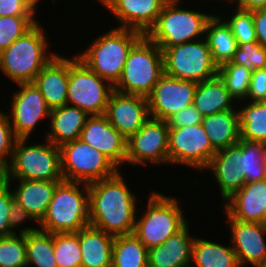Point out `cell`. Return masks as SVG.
<instances>
[{
	"instance_id": "cell-1",
	"label": "cell",
	"mask_w": 266,
	"mask_h": 267,
	"mask_svg": "<svg viewBox=\"0 0 266 267\" xmlns=\"http://www.w3.org/2000/svg\"><path fill=\"white\" fill-rule=\"evenodd\" d=\"M122 172L89 184V223L113 236L133 233L137 210L142 204Z\"/></svg>"
},
{
	"instance_id": "cell-2",
	"label": "cell",
	"mask_w": 266,
	"mask_h": 267,
	"mask_svg": "<svg viewBox=\"0 0 266 267\" xmlns=\"http://www.w3.org/2000/svg\"><path fill=\"white\" fill-rule=\"evenodd\" d=\"M39 20L0 53V73L12 83L33 82L36 75L58 54ZM45 29V30H44Z\"/></svg>"
},
{
	"instance_id": "cell-3",
	"label": "cell",
	"mask_w": 266,
	"mask_h": 267,
	"mask_svg": "<svg viewBox=\"0 0 266 267\" xmlns=\"http://www.w3.org/2000/svg\"><path fill=\"white\" fill-rule=\"evenodd\" d=\"M160 192L151 190L145 208L141 205L143 210L141 207L137 210L133 234L147 249L164 243L189 221L180 198Z\"/></svg>"
},
{
	"instance_id": "cell-4",
	"label": "cell",
	"mask_w": 266,
	"mask_h": 267,
	"mask_svg": "<svg viewBox=\"0 0 266 267\" xmlns=\"http://www.w3.org/2000/svg\"><path fill=\"white\" fill-rule=\"evenodd\" d=\"M189 0H176L166 2L155 25L146 36L160 48H168L189 41L199 40L205 37L206 26L212 16L221 8L215 7V11H203L198 5L195 8H187L183 5ZM183 5V6H182ZM198 8L196 9V7Z\"/></svg>"
},
{
	"instance_id": "cell-5",
	"label": "cell",
	"mask_w": 266,
	"mask_h": 267,
	"mask_svg": "<svg viewBox=\"0 0 266 267\" xmlns=\"http://www.w3.org/2000/svg\"><path fill=\"white\" fill-rule=\"evenodd\" d=\"M101 34L76 55L94 73L114 86L122 75L130 50L144 34L118 27L108 28V32Z\"/></svg>"
},
{
	"instance_id": "cell-6",
	"label": "cell",
	"mask_w": 266,
	"mask_h": 267,
	"mask_svg": "<svg viewBox=\"0 0 266 267\" xmlns=\"http://www.w3.org/2000/svg\"><path fill=\"white\" fill-rule=\"evenodd\" d=\"M89 223V184L61 181L53 194L39 230L47 233L78 232Z\"/></svg>"
},
{
	"instance_id": "cell-7",
	"label": "cell",
	"mask_w": 266,
	"mask_h": 267,
	"mask_svg": "<svg viewBox=\"0 0 266 267\" xmlns=\"http://www.w3.org/2000/svg\"><path fill=\"white\" fill-rule=\"evenodd\" d=\"M7 180L63 181L60 148L46 139L40 143L17 139Z\"/></svg>"
},
{
	"instance_id": "cell-8",
	"label": "cell",
	"mask_w": 266,
	"mask_h": 267,
	"mask_svg": "<svg viewBox=\"0 0 266 267\" xmlns=\"http://www.w3.org/2000/svg\"><path fill=\"white\" fill-rule=\"evenodd\" d=\"M163 74V51L144 35L130 50L114 90L147 97Z\"/></svg>"
},
{
	"instance_id": "cell-9",
	"label": "cell",
	"mask_w": 266,
	"mask_h": 267,
	"mask_svg": "<svg viewBox=\"0 0 266 267\" xmlns=\"http://www.w3.org/2000/svg\"><path fill=\"white\" fill-rule=\"evenodd\" d=\"M59 148L65 181L91 184L112 177L120 170L107 156L81 139L67 142Z\"/></svg>"
},
{
	"instance_id": "cell-10",
	"label": "cell",
	"mask_w": 266,
	"mask_h": 267,
	"mask_svg": "<svg viewBox=\"0 0 266 267\" xmlns=\"http://www.w3.org/2000/svg\"><path fill=\"white\" fill-rule=\"evenodd\" d=\"M114 86L99 77L75 54L69 57L67 104L89 116L104 115Z\"/></svg>"
},
{
	"instance_id": "cell-11",
	"label": "cell",
	"mask_w": 266,
	"mask_h": 267,
	"mask_svg": "<svg viewBox=\"0 0 266 267\" xmlns=\"http://www.w3.org/2000/svg\"><path fill=\"white\" fill-rule=\"evenodd\" d=\"M163 51L164 73L182 80L202 82L217 76L218 66L206 38L189 41Z\"/></svg>"
},
{
	"instance_id": "cell-12",
	"label": "cell",
	"mask_w": 266,
	"mask_h": 267,
	"mask_svg": "<svg viewBox=\"0 0 266 267\" xmlns=\"http://www.w3.org/2000/svg\"><path fill=\"white\" fill-rule=\"evenodd\" d=\"M216 152L202 124L169 128L168 161L170 167L183 165L201 173L208 167Z\"/></svg>"
},
{
	"instance_id": "cell-13",
	"label": "cell",
	"mask_w": 266,
	"mask_h": 267,
	"mask_svg": "<svg viewBox=\"0 0 266 267\" xmlns=\"http://www.w3.org/2000/svg\"><path fill=\"white\" fill-rule=\"evenodd\" d=\"M168 138L167 121L150 117L137 133L127 139L125 165L168 167Z\"/></svg>"
},
{
	"instance_id": "cell-14",
	"label": "cell",
	"mask_w": 266,
	"mask_h": 267,
	"mask_svg": "<svg viewBox=\"0 0 266 267\" xmlns=\"http://www.w3.org/2000/svg\"><path fill=\"white\" fill-rule=\"evenodd\" d=\"M17 90L12 91V103L8 114L13 132L18 139H33L32 132L40 127L42 120L49 122L51 109L33 82L16 84ZM48 119V120H47Z\"/></svg>"
},
{
	"instance_id": "cell-15",
	"label": "cell",
	"mask_w": 266,
	"mask_h": 267,
	"mask_svg": "<svg viewBox=\"0 0 266 267\" xmlns=\"http://www.w3.org/2000/svg\"><path fill=\"white\" fill-rule=\"evenodd\" d=\"M197 82L163 74L147 96L149 116L167 121L173 114L193 104Z\"/></svg>"
},
{
	"instance_id": "cell-16",
	"label": "cell",
	"mask_w": 266,
	"mask_h": 267,
	"mask_svg": "<svg viewBox=\"0 0 266 267\" xmlns=\"http://www.w3.org/2000/svg\"><path fill=\"white\" fill-rule=\"evenodd\" d=\"M104 115L110 124L128 139L150 118L147 97L114 90Z\"/></svg>"
},
{
	"instance_id": "cell-17",
	"label": "cell",
	"mask_w": 266,
	"mask_h": 267,
	"mask_svg": "<svg viewBox=\"0 0 266 267\" xmlns=\"http://www.w3.org/2000/svg\"><path fill=\"white\" fill-rule=\"evenodd\" d=\"M229 226V240L240 267H257L266 260V224L241 222L225 218Z\"/></svg>"
},
{
	"instance_id": "cell-18",
	"label": "cell",
	"mask_w": 266,
	"mask_h": 267,
	"mask_svg": "<svg viewBox=\"0 0 266 267\" xmlns=\"http://www.w3.org/2000/svg\"><path fill=\"white\" fill-rule=\"evenodd\" d=\"M165 0H106L104 8L118 21L115 27L146 35L161 14ZM120 23V25H119Z\"/></svg>"
},
{
	"instance_id": "cell-19",
	"label": "cell",
	"mask_w": 266,
	"mask_h": 267,
	"mask_svg": "<svg viewBox=\"0 0 266 267\" xmlns=\"http://www.w3.org/2000/svg\"><path fill=\"white\" fill-rule=\"evenodd\" d=\"M215 178L221 196V204L245 184L242 164V140L218 150L204 170ZM214 175V176H213Z\"/></svg>"
},
{
	"instance_id": "cell-20",
	"label": "cell",
	"mask_w": 266,
	"mask_h": 267,
	"mask_svg": "<svg viewBox=\"0 0 266 267\" xmlns=\"http://www.w3.org/2000/svg\"><path fill=\"white\" fill-rule=\"evenodd\" d=\"M79 139L107 156L120 170L125 166L127 139L105 115L89 116Z\"/></svg>"
},
{
	"instance_id": "cell-21",
	"label": "cell",
	"mask_w": 266,
	"mask_h": 267,
	"mask_svg": "<svg viewBox=\"0 0 266 267\" xmlns=\"http://www.w3.org/2000/svg\"><path fill=\"white\" fill-rule=\"evenodd\" d=\"M222 204L227 218L266 224V179L245 183Z\"/></svg>"
},
{
	"instance_id": "cell-22",
	"label": "cell",
	"mask_w": 266,
	"mask_h": 267,
	"mask_svg": "<svg viewBox=\"0 0 266 267\" xmlns=\"http://www.w3.org/2000/svg\"><path fill=\"white\" fill-rule=\"evenodd\" d=\"M63 55L56 54L33 81L51 110L67 105L69 56L73 55Z\"/></svg>"
},
{
	"instance_id": "cell-23",
	"label": "cell",
	"mask_w": 266,
	"mask_h": 267,
	"mask_svg": "<svg viewBox=\"0 0 266 267\" xmlns=\"http://www.w3.org/2000/svg\"><path fill=\"white\" fill-rule=\"evenodd\" d=\"M189 221L180 231L159 246L148 249V267H190L196 236Z\"/></svg>"
},
{
	"instance_id": "cell-24",
	"label": "cell",
	"mask_w": 266,
	"mask_h": 267,
	"mask_svg": "<svg viewBox=\"0 0 266 267\" xmlns=\"http://www.w3.org/2000/svg\"><path fill=\"white\" fill-rule=\"evenodd\" d=\"M6 182L12 189L14 199L39 224L46 214L56 186L61 181L6 180Z\"/></svg>"
},
{
	"instance_id": "cell-25",
	"label": "cell",
	"mask_w": 266,
	"mask_h": 267,
	"mask_svg": "<svg viewBox=\"0 0 266 267\" xmlns=\"http://www.w3.org/2000/svg\"><path fill=\"white\" fill-rule=\"evenodd\" d=\"M88 117L89 115L82 109L68 104L52 109L49 130L44 129L46 133L43 137L58 147L79 139Z\"/></svg>"
},
{
	"instance_id": "cell-26",
	"label": "cell",
	"mask_w": 266,
	"mask_h": 267,
	"mask_svg": "<svg viewBox=\"0 0 266 267\" xmlns=\"http://www.w3.org/2000/svg\"><path fill=\"white\" fill-rule=\"evenodd\" d=\"M114 238L91 225L79 230L81 267H111Z\"/></svg>"
},
{
	"instance_id": "cell-27",
	"label": "cell",
	"mask_w": 266,
	"mask_h": 267,
	"mask_svg": "<svg viewBox=\"0 0 266 267\" xmlns=\"http://www.w3.org/2000/svg\"><path fill=\"white\" fill-rule=\"evenodd\" d=\"M201 124L209 137L211 146L216 151L230 147L240 140L238 109H230L205 116Z\"/></svg>"
},
{
	"instance_id": "cell-28",
	"label": "cell",
	"mask_w": 266,
	"mask_h": 267,
	"mask_svg": "<svg viewBox=\"0 0 266 267\" xmlns=\"http://www.w3.org/2000/svg\"><path fill=\"white\" fill-rule=\"evenodd\" d=\"M193 105L203 117L221 111L237 109V101L229 93L218 75L213 79L197 83Z\"/></svg>"
},
{
	"instance_id": "cell-29",
	"label": "cell",
	"mask_w": 266,
	"mask_h": 267,
	"mask_svg": "<svg viewBox=\"0 0 266 267\" xmlns=\"http://www.w3.org/2000/svg\"><path fill=\"white\" fill-rule=\"evenodd\" d=\"M190 267H240L231 243L224 244L196 235Z\"/></svg>"
},
{
	"instance_id": "cell-30",
	"label": "cell",
	"mask_w": 266,
	"mask_h": 267,
	"mask_svg": "<svg viewBox=\"0 0 266 267\" xmlns=\"http://www.w3.org/2000/svg\"><path fill=\"white\" fill-rule=\"evenodd\" d=\"M205 38L218 67L232 61L238 47L237 41L230 27L217 13L207 23Z\"/></svg>"
},
{
	"instance_id": "cell-31",
	"label": "cell",
	"mask_w": 266,
	"mask_h": 267,
	"mask_svg": "<svg viewBox=\"0 0 266 267\" xmlns=\"http://www.w3.org/2000/svg\"><path fill=\"white\" fill-rule=\"evenodd\" d=\"M237 109L240 120V139L266 144V104L263 101L242 100L237 102Z\"/></svg>"
},
{
	"instance_id": "cell-32",
	"label": "cell",
	"mask_w": 266,
	"mask_h": 267,
	"mask_svg": "<svg viewBox=\"0 0 266 267\" xmlns=\"http://www.w3.org/2000/svg\"><path fill=\"white\" fill-rule=\"evenodd\" d=\"M111 267H148V249L133 233L115 236Z\"/></svg>"
},
{
	"instance_id": "cell-33",
	"label": "cell",
	"mask_w": 266,
	"mask_h": 267,
	"mask_svg": "<svg viewBox=\"0 0 266 267\" xmlns=\"http://www.w3.org/2000/svg\"><path fill=\"white\" fill-rule=\"evenodd\" d=\"M25 236L27 267H58L54 255V234L38 229Z\"/></svg>"
},
{
	"instance_id": "cell-34",
	"label": "cell",
	"mask_w": 266,
	"mask_h": 267,
	"mask_svg": "<svg viewBox=\"0 0 266 267\" xmlns=\"http://www.w3.org/2000/svg\"><path fill=\"white\" fill-rule=\"evenodd\" d=\"M226 5L225 4L222 5L224 7L221 9V11L225 9V7H227L229 10L226 9V11L223 10V12L220 11L219 13L218 12L216 13L230 27L231 32L233 33L237 41V45L239 46L240 44H244V43L257 42L256 31L254 28L253 11L243 10V9L231 6V4L229 5L228 3ZM224 12H227V13L223 15Z\"/></svg>"
},
{
	"instance_id": "cell-35",
	"label": "cell",
	"mask_w": 266,
	"mask_h": 267,
	"mask_svg": "<svg viewBox=\"0 0 266 267\" xmlns=\"http://www.w3.org/2000/svg\"><path fill=\"white\" fill-rule=\"evenodd\" d=\"M242 164L245 183L266 179V144L242 140Z\"/></svg>"
},
{
	"instance_id": "cell-36",
	"label": "cell",
	"mask_w": 266,
	"mask_h": 267,
	"mask_svg": "<svg viewBox=\"0 0 266 267\" xmlns=\"http://www.w3.org/2000/svg\"><path fill=\"white\" fill-rule=\"evenodd\" d=\"M217 75L237 102L247 98L252 70L243 65L228 62L218 67Z\"/></svg>"
},
{
	"instance_id": "cell-37",
	"label": "cell",
	"mask_w": 266,
	"mask_h": 267,
	"mask_svg": "<svg viewBox=\"0 0 266 267\" xmlns=\"http://www.w3.org/2000/svg\"><path fill=\"white\" fill-rule=\"evenodd\" d=\"M54 255L58 267H81L79 231L54 233Z\"/></svg>"
},
{
	"instance_id": "cell-38",
	"label": "cell",
	"mask_w": 266,
	"mask_h": 267,
	"mask_svg": "<svg viewBox=\"0 0 266 267\" xmlns=\"http://www.w3.org/2000/svg\"><path fill=\"white\" fill-rule=\"evenodd\" d=\"M0 267H27L25 234L0 237Z\"/></svg>"
},
{
	"instance_id": "cell-39",
	"label": "cell",
	"mask_w": 266,
	"mask_h": 267,
	"mask_svg": "<svg viewBox=\"0 0 266 267\" xmlns=\"http://www.w3.org/2000/svg\"><path fill=\"white\" fill-rule=\"evenodd\" d=\"M38 16L0 17V53L28 31L39 18Z\"/></svg>"
},
{
	"instance_id": "cell-40",
	"label": "cell",
	"mask_w": 266,
	"mask_h": 267,
	"mask_svg": "<svg viewBox=\"0 0 266 267\" xmlns=\"http://www.w3.org/2000/svg\"><path fill=\"white\" fill-rule=\"evenodd\" d=\"M234 64L243 65L249 70L266 68V47L258 42L240 44L231 61Z\"/></svg>"
},
{
	"instance_id": "cell-41",
	"label": "cell",
	"mask_w": 266,
	"mask_h": 267,
	"mask_svg": "<svg viewBox=\"0 0 266 267\" xmlns=\"http://www.w3.org/2000/svg\"><path fill=\"white\" fill-rule=\"evenodd\" d=\"M17 139L10 124L8 114L0 110V159L6 165L12 159Z\"/></svg>"
},
{
	"instance_id": "cell-42",
	"label": "cell",
	"mask_w": 266,
	"mask_h": 267,
	"mask_svg": "<svg viewBox=\"0 0 266 267\" xmlns=\"http://www.w3.org/2000/svg\"><path fill=\"white\" fill-rule=\"evenodd\" d=\"M27 220H28V224L30 225V221H31L33 226L32 224L30 226L28 224L24 226L23 224H26ZM8 222H9V228L14 234L16 233L27 234V233L35 232L39 229L38 226L34 225V224L37 225V223L33 220V218L27 213V211L15 199L12 200V204L10 206Z\"/></svg>"
},
{
	"instance_id": "cell-43",
	"label": "cell",
	"mask_w": 266,
	"mask_h": 267,
	"mask_svg": "<svg viewBox=\"0 0 266 267\" xmlns=\"http://www.w3.org/2000/svg\"><path fill=\"white\" fill-rule=\"evenodd\" d=\"M38 10V0H0V17L38 16Z\"/></svg>"
},
{
	"instance_id": "cell-44",
	"label": "cell",
	"mask_w": 266,
	"mask_h": 267,
	"mask_svg": "<svg viewBox=\"0 0 266 267\" xmlns=\"http://www.w3.org/2000/svg\"><path fill=\"white\" fill-rule=\"evenodd\" d=\"M14 195L10 185L5 182L0 184V237L14 234L9 228L10 206Z\"/></svg>"
},
{
	"instance_id": "cell-45",
	"label": "cell",
	"mask_w": 266,
	"mask_h": 267,
	"mask_svg": "<svg viewBox=\"0 0 266 267\" xmlns=\"http://www.w3.org/2000/svg\"><path fill=\"white\" fill-rule=\"evenodd\" d=\"M202 120V114L192 104L173 114L167 120V123L169 128H179L182 126H193L196 124H201Z\"/></svg>"
},
{
	"instance_id": "cell-46",
	"label": "cell",
	"mask_w": 266,
	"mask_h": 267,
	"mask_svg": "<svg viewBox=\"0 0 266 267\" xmlns=\"http://www.w3.org/2000/svg\"><path fill=\"white\" fill-rule=\"evenodd\" d=\"M266 98V68L252 71L249 90L245 101L259 102Z\"/></svg>"
},
{
	"instance_id": "cell-47",
	"label": "cell",
	"mask_w": 266,
	"mask_h": 267,
	"mask_svg": "<svg viewBox=\"0 0 266 267\" xmlns=\"http://www.w3.org/2000/svg\"><path fill=\"white\" fill-rule=\"evenodd\" d=\"M253 19L257 42L266 47V9L254 10Z\"/></svg>"
},
{
	"instance_id": "cell-48",
	"label": "cell",
	"mask_w": 266,
	"mask_h": 267,
	"mask_svg": "<svg viewBox=\"0 0 266 267\" xmlns=\"http://www.w3.org/2000/svg\"><path fill=\"white\" fill-rule=\"evenodd\" d=\"M229 3L231 6L249 11L266 9V0H229Z\"/></svg>"
},
{
	"instance_id": "cell-49",
	"label": "cell",
	"mask_w": 266,
	"mask_h": 267,
	"mask_svg": "<svg viewBox=\"0 0 266 267\" xmlns=\"http://www.w3.org/2000/svg\"><path fill=\"white\" fill-rule=\"evenodd\" d=\"M7 180V165L0 159V184Z\"/></svg>"
},
{
	"instance_id": "cell-50",
	"label": "cell",
	"mask_w": 266,
	"mask_h": 267,
	"mask_svg": "<svg viewBox=\"0 0 266 267\" xmlns=\"http://www.w3.org/2000/svg\"><path fill=\"white\" fill-rule=\"evenodd\" d=\"M191 1H195V0H191ZM208 2V1H211V5L213 6L215 3L217 4V3H219V5L221 4V6L222 5H224V3L226 4V3H229V0H203V2ZM222 1V2H221ZM197 0H196V4H197ZM202 1L201 0H199V3H201ZM221 2V3H220ZM214 3V4H213Z\"/></svg>"
},
{
	"instance_id": "cell-51",
	"label": "cell",
	"mask_w": 266,
	"mask_h": 267,
	"mask_svg": "<svg viewBox=\"0 0 266 267\" xmlns=\"http://www.w3.org/2000/svg\"><path fill=\"white\" fill-rule=\"evenodd\" d=\"M42 0H38V3H39V5L41 4L40 2H41ZM100 2V4H102V7H103V10H104V5H105V2H106V0H96V2Z\"/></svg>"
},
{
	"instance_id": "cell-52",
	"label": "cell",
	"mask_w": 266,
	"mask_h": 267,
	"mask_svg": "<svg viewBox=\"0 0 266 267\" xmlns=\"http://www.w3.org/2000/svg\"><path fill=\"white\" fill-rule=\"evenodd\" d=\"M257 267H266V260L263 263L259 264Z\"/></svg>"
},
{
	"instance_id": "cell-53",
	"label": "cell",
	"mask_w": 266,
	"mask_h": 267,
	"mask_svg": "<svg viewBox=\"0 0 266 267\" xmlns=\"http://www.w3.org/2000/svg\"><path fill=\"white\" fill-rule=\"evenodd\" d=\"M166 2L176 1V0H165Z\"/></svg>"
}]
</instances>
